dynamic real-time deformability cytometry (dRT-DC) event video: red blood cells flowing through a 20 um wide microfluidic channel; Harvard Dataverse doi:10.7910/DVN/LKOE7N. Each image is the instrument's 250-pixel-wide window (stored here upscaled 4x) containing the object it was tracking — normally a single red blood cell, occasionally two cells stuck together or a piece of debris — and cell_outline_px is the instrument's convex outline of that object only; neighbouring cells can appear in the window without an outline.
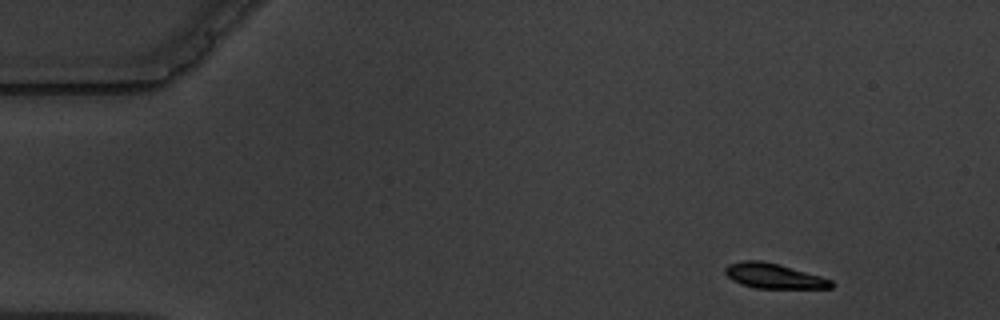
{"species": "common noctule bat (a hibernating species)", "species_latin": "Nyctalus noctula", "temperature_condition": "warm", "stored_images_in_passage": 4, "camera_frame_rate_fps": 3000, "um_per_image_px": 0.085, "animal": {"sex": "male", "body_mass_g": 19.5, "forearm_length_mm": 54.6}, "frame": {"image": 1, "passage_image": 1, "time_ms": 0.0, "image_size_px": [1000, 320], "cell_outline_px": [[832, 288], [756, 288], [740, 284], [732, 280], [724, 272], [724, 268], [728, 264], [744, 260], [760, 260], [780, 264], [820, 276], [832, 280]], "centroid_in_image_um": [65.73, 23.45], "position_along_channel_um": 19.3, "area_um2": 15.43}}
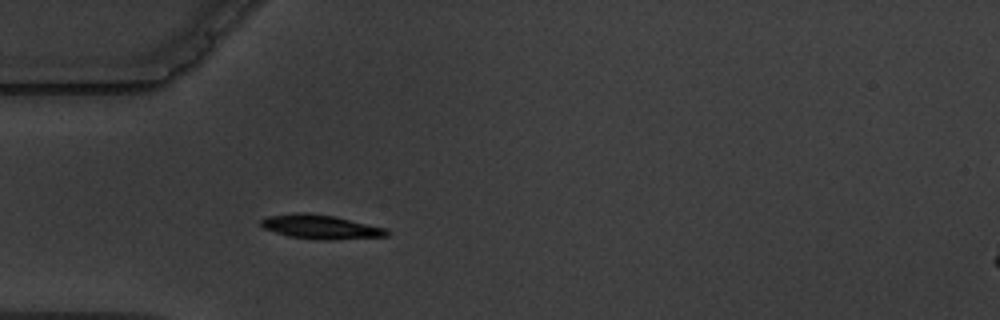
{"frame": {"image": 2, "passage_image": 4, "time_ms": 3.667, "image_size_px": [1000, 320], "cell_outline_px": [[388, 236], [332, 240], [320, 240], [288, 236], [264, 228], [260, 224], [260, 220], [268, 216], [300, 212], [304, 212], [332, 216], [384, 228], [388, 232]], "centroid_in_image_um": [27.21, 19.29], "position_along_channel_um": 57.8, "area_um2": 17.34}}